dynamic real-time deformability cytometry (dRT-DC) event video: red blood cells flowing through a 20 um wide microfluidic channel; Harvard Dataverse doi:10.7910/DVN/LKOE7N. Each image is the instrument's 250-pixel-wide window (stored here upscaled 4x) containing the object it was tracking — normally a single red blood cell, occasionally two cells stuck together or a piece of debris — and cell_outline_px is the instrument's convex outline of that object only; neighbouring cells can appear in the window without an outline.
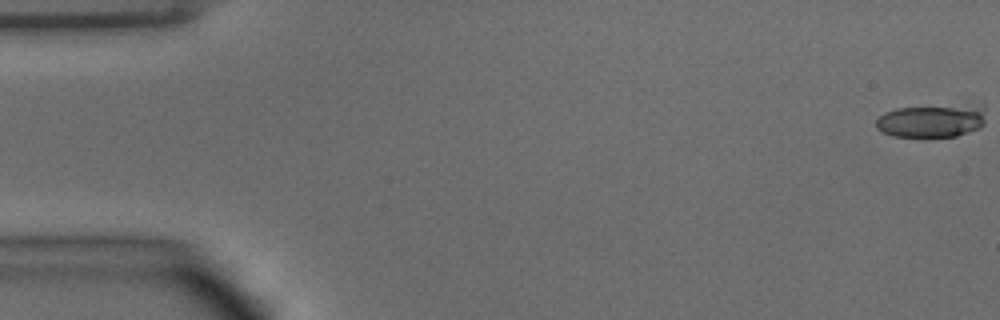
{"species": "common noctule bat (a hibernating species)", "species_latin": "Nyctalus noctula", "temperature_condition": "warm", "stored_images_in_passage": 15, "camera_frame_rate_fps": 3000, "um_per_image_px": 0.085, "animal": {"sex": "male", "body_mass_g": 15.6}, "frame": {"image": 1, "passage_image": 1, "time_ms": 0.0, "image_size_px": [1000, 320], "cell_outline_px": [[984, 124], [980, 128], [956, 136], [924, 140], [892, 136], [876, 128], [876, 120], [884, 112], [896, 108], [984, 104]], "centroid_in_image_um": [79.18, 10.31], "position_along_channel_um": 5.8, "area_um2": 21.96}}
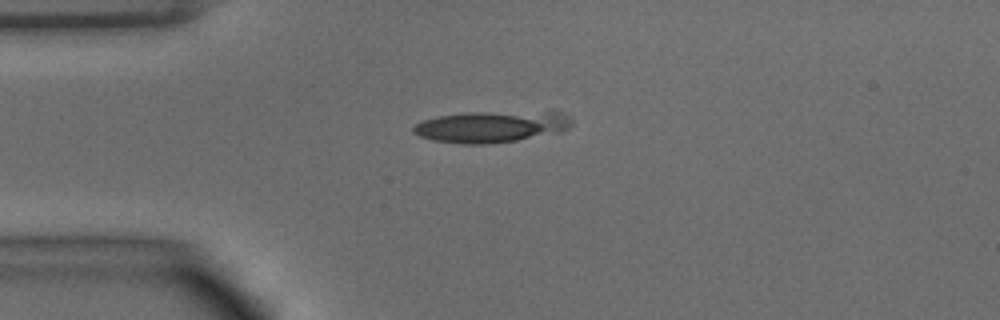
{"frame": {"image": 2, "passage_image": 13, "time_ms": 4.0, "image_size_px": [1000, 320], "cell_outline_px": [[572, 124], [568, 128], [560, 132], [516, 140], [488, 144], [464, 144], [432, 140], [420, 136], [412, 132], [412, 128], [420, 120], [436, 116], [464, 112], [560, 112], [572, 116]], "centroid_in_image_um": [41.74, 10.76], "position_along_channel_um": 43.3, "area_um2": 29.19}}